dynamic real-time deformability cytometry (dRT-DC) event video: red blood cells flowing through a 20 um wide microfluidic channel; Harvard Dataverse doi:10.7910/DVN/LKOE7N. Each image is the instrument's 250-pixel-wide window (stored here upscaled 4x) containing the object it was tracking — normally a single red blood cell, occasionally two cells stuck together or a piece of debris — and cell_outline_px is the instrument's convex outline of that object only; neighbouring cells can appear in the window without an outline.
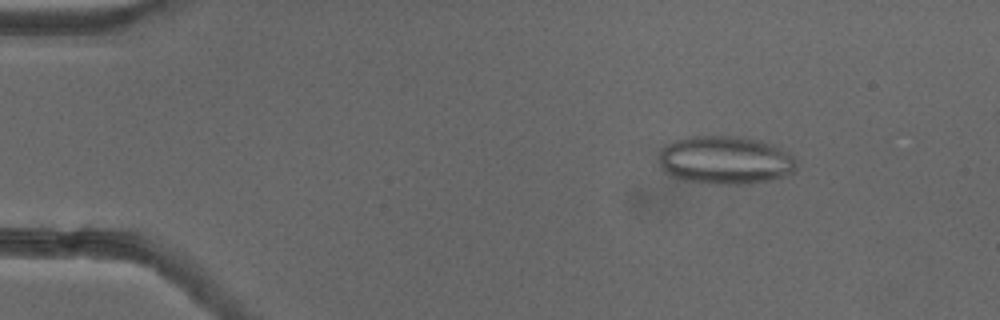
{"species": "common noctule bat (a hibernating species)", "species_latin": "Nyctalus noctula", "temperature_condition": "cold", "stored_images_in_passage": 54, "camera_frame_rate_fps": 3000, "um_per_image_px": 0.085, "animal": {"sex": "female"}, "frame": {"image": 1, "passage_image": 8, "time_ms": 2.333, "image_size_px": [1000, 320], "cell_outline_px": [[796, 172], [784, 176], [768, 180], [744, 184], [712, 184], [688, 180], [664, 172], [660, 164], [660, 152], [668, 144], [676, 140], [688, 136], [728, 136], [756, 140], [772, 144], [788, 152], [796, 160]], "centroid_in_image_um": [61.68, 13.61], "position_along_channel_um": 23.3, "area_um2": 38.21}}
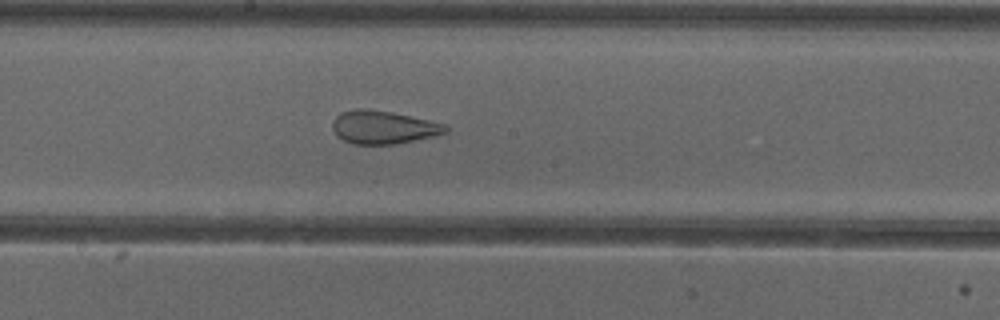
{"frame": {"image": 2, "passage_image": 29, "time_ms": 9.333, "image_size_px": [1000, 320], "cell_outline_px": [[448, 132], [432, 136], [396, 144], [352, 144], [336, 136], [332, 128], [332, 120], [340, 112], [356, 108], [364, 108], [392, 112], [448, 124]], "centroid_in_image_um": [32.56, 10.81], "position_along_channel_um": 215.6, "area_um2": 22.02}}
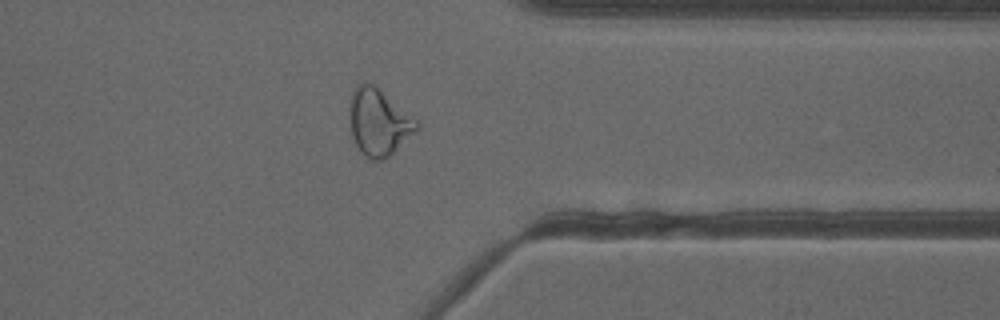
{"frame": {"image": 3, "passage_image": 42, "time_ms": 13.667, "image_size_px": [1000, 320], "cell_outline_px": [[420, 128], [416, 132], [384, 160], [372, 160], [356, 144], [352, 136], [348, 120], [348, 104], [352, 92], [356, 84], [364, 80], [372, 84], [416, 120], [420, 124]], "centroid_in_image_um": [32.14, 10.36], "position_along_channel_um": 379.3, "area_um2": 25.89}}